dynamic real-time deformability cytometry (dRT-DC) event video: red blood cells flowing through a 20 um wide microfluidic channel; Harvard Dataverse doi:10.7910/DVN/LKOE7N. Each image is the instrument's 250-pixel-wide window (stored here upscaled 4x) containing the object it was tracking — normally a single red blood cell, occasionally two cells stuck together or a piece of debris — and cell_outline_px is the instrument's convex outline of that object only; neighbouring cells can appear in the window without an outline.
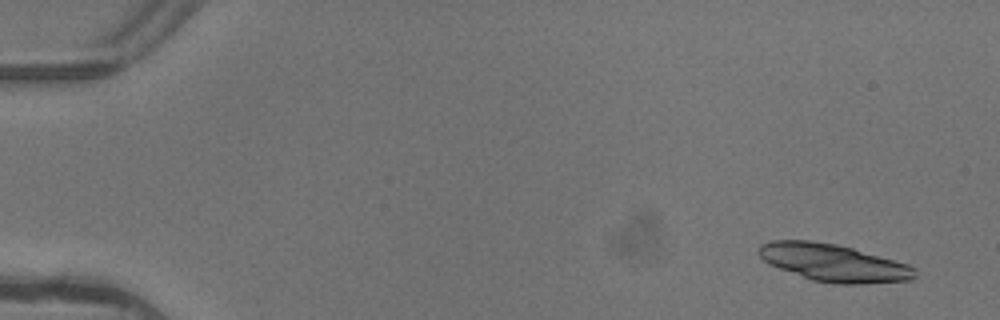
{"species": "common noctule bat (a hibernating species)", "species_latin": "Nyctalus noctula", "temperature_condition": "warm", "stored_images_in_passage": 3, "camera_frame_rate_fps": 3000, "um_per_image_px": 0.085, "animal": {"sex": "female"}, "frame": {"image": 1, "passage_image": 1, "time_ms": 0.0, "image_size_px": [1000, 320], "cell_outline_px": [[916, 276], [912, 280], [864, 284], [836, 284], [812, 280], [768, 264], [756, 252], [760, 244], [772, 240], [812, 240], [836, 244], [852, 248], [908, 264], [916, 268]], "centroid_in_image_um": [70.84, 22.33], "position_along_channel_um": 14.2, "area_um2": 34.16}}